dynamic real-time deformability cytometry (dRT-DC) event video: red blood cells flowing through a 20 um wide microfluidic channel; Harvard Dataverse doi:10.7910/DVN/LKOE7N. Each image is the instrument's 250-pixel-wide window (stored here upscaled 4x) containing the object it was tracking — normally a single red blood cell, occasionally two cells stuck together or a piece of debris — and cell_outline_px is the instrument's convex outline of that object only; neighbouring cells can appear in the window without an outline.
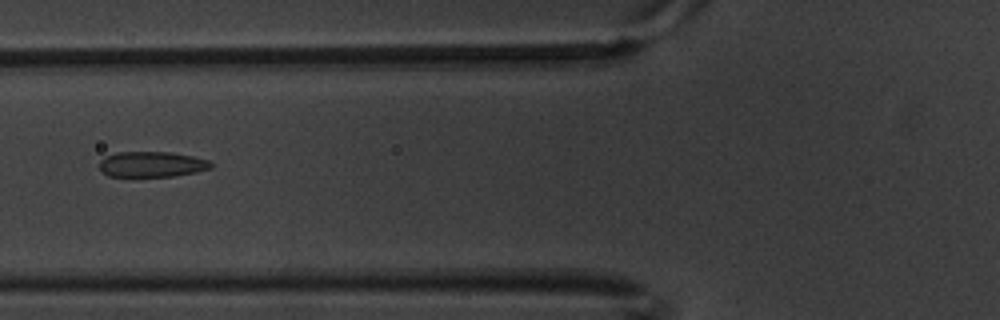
{"species": "common noctule bat (a hibernating species)", "species_latin": "Nyctalus noctula", "temperature_condition": "warm", "stored_images_in_passage": 8, "camera_frame_rate_fps": 3000, "um_per_image_px": 0.085, "animal": {"sex": "male", "body_mass_g": 20.1, "forearm_length_mm": 53.5}, "frame": {"image": 1, "passage_image": 6, "time_ms": 1.667, "image_size_px": [1000, 320], "cell_outline_px": [[212, 168], [196, 172], [172, 176], [108, 176], [100, 168], [100, 160], [104, 156], [116, 152], [172, 152], [192, 156], [208, 160], [212, 164]], "centroid_in_image_um": [12.9, 13.95], "position_along_channel_um": 112.9, "area_um2": 16.53}}
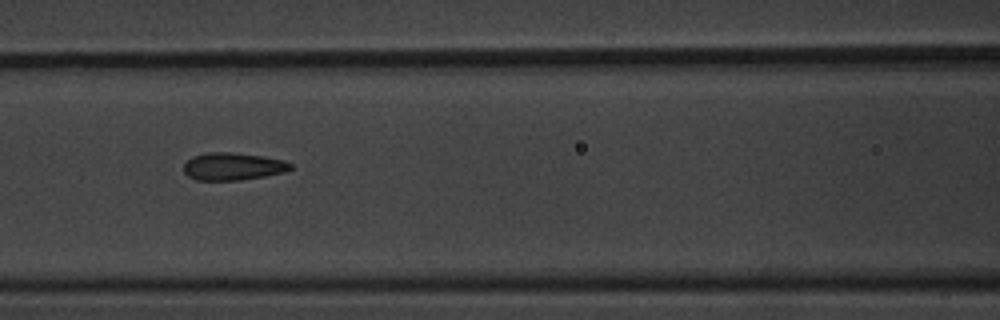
{"frame": {"image": 2, "passage_image": 7, "time_ms": 2.0, "image_size_px": [1000, 320], "cell_outline_px": [[292, 168], [284, 172], [264, 176], [240, 180], [196, 180], [188, 176], [184, 172], [184, 164], [192, 156], [208, 152], [232, 152], [264, 156], [284, 160], [292, 164]], "centroid_in_image_um": [19.79, 14.14], "position_along_channel_um": 146.8, "area_um2": 17.17}}
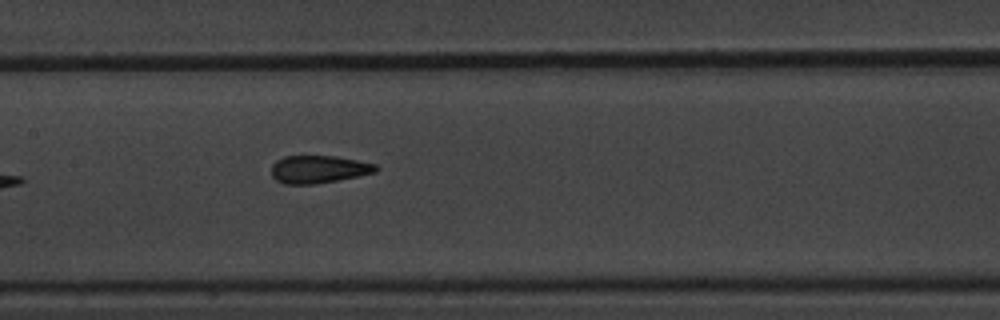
{"frame": {"image": 3, "passage_image": 8, "time_ms": 2.333, "image_size_px": [1000, 320], "cell_outline_px": [[380, 168], [376, 172], [336, 180], [312, 184], [284, 184], [276, 180], [272, 176], [272, 164], [276, 160], [284, 156], [336, 156], [376, 164]], "centroid_in_image_um": [27.06, 14.38], "position_along_channel_um": 180.3, "area_um2": 16.76}}